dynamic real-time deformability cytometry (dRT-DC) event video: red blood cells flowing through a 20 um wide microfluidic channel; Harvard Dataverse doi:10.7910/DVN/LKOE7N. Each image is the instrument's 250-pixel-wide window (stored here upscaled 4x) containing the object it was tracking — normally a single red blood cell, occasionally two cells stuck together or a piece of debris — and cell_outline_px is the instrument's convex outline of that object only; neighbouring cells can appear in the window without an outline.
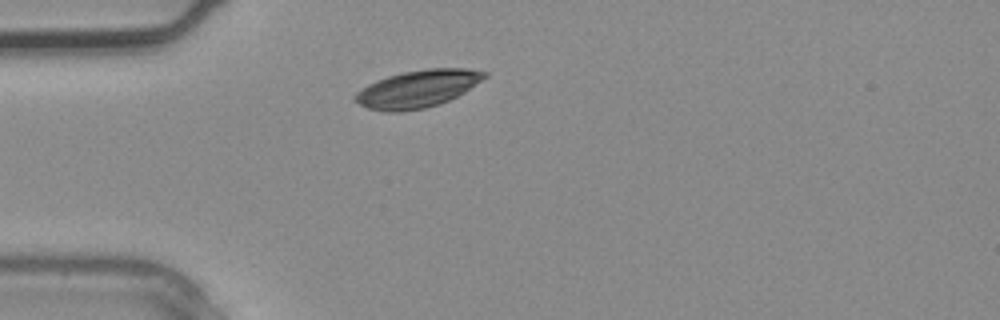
{"species": "common noctule bat (a hibernating species)", "species_latin": "Nyctalus noctula", "temperature_condition": "warm", "stored_images_in_passage": 1, "camera_frame_rate_fps": 3000, "um_per_image_px": 0.085, "animal": {"sex": "male", "body_mass_g": 20.4}, "frame": {"image": 1, "passage_image": 1, "time_ms": 0.0, "image_size_px": [1000, 320], "cell_outline_px": [[488, 76], [464, 92], [448, 100], [424, 108], [400, 112], [384, 112], [368, 108], [352, 100], [352, 96], [360, 88], [376, 80], [388, 76], [404, 72], [428, 68], [468, 68], [488, 72]], "centroid_in_image_um": [35.46, 7.54], "position_along_channel_um": 49.5, "area_um2": 28.21}}